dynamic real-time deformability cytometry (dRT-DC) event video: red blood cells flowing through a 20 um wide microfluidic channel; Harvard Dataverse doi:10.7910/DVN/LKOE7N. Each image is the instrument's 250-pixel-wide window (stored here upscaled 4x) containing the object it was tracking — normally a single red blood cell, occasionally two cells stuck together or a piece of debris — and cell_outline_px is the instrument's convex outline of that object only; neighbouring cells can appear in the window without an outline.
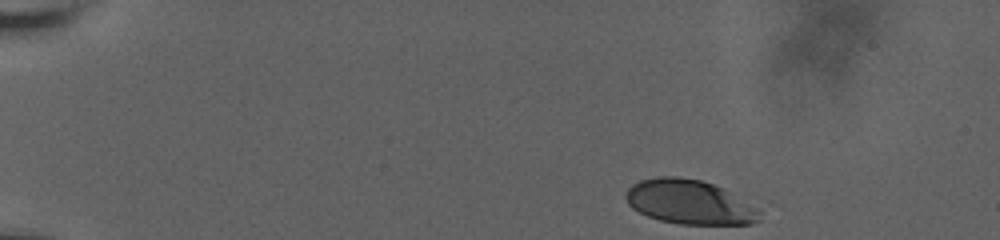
{"species": "human", "species_latin": "Homo sapiens", "temperature_condition": "room temperature", "stored_images_in_passage": 11, "camera_frame_rate_fps": 3000, "um_per_image_px": 0.085, "donor": {"sex": "male"}, "frame": {"image": 1, "passage_image": 1, "time_ms": 0.0, "image_size_px": [1000, 240], "cell_outline_px": [[760, 220], [752, 224], [680, 224], [660, 220], [648, 216], [632, 208], [628, 204], [624, 196], [628, 188], [632, 184], [640, 180], [660, 176], [680, 176], [700, 180], [724, 188], [756, 208], [760, 212]], "centroid_in_image_um": [58.57, 17.17], "position_along_channel_um": 26.4, "area_um2": 34.51}}
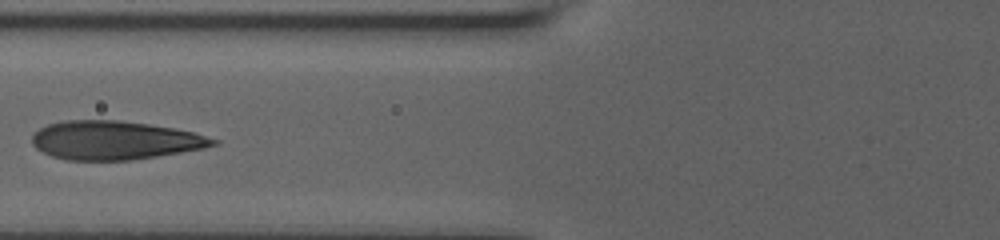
{"frame": {"image": 2, "passage_image": 7, "time_ms": 5.667, "image_size_px": [1000, 240], "cell_outline_px": [[220, 144], [204, 148], [132, 160], [68, 160], [52, 156], [36, 148], [32, 144], [32, 136], [40, 128], [48, 124], [64, 120], [120, 120], [176, 128], [192, 132], [220, 140]], "centroid_in_image_um": [9.77, 11.92], "position_along_channel_um": 116.0, "area_um2": 40.75}}
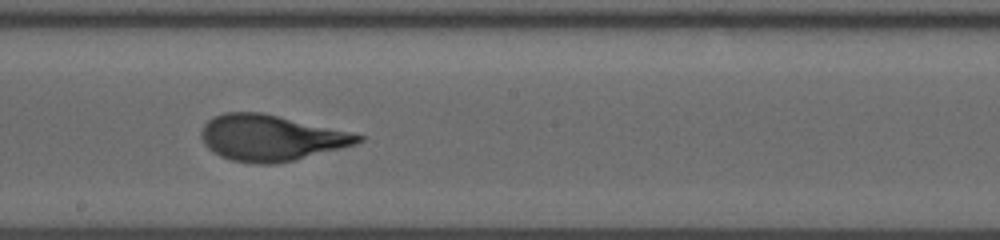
{"frame": {"image": 3, "passage_image": 10, "time_ms": 8.667, "image_size_px": [1000, 240], "cell_outline_px": [[364, 140], [356, 144], [296, 160], [276, 164], [256, 164], [232, 160], [220, 156], [208, 148], [204, 144], [200, 136], [200, 132], [204, 124], [212, 116], [224, 112], [260, 112], [364, 136]], "centroid_in_image_um": [22.95, 11.73], "position_along_channel_um": 225.2, "area_um2": 41.62}}